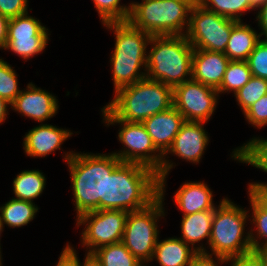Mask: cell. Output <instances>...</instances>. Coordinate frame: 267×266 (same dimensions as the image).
<instances>
[{
	"instance_id": "cell-16",
	"label": "cell",
	"mask_w": 267,
	"mask_h": 266,
	"mask_svg": "<svg viewBox=\"0 0 267 266\" xmlns=\"http://www.w3.org/2000/svg\"><path fill=\"white\" fill-rule=\"evenodd\" d=\"M72 134L69 129L41 123L26 132L22 145L24 153L30 157L44 158L52 152L59 150L61 145Z\"/></svg>"
},
{
	"instance_id": "cell-11",
	"label": "cell",
	"mask_w": 267,
	"mask_h": 266,
	"mask_svg": "<svg viewBox=\"0 0 267 266\" xmlns=\"http://www.w3.org/2000/svg\"><path fill=\"white\" fill-rule=\"evenodd\" d=\"M128 212L124 210H94L76 217V226L84 225L81 246L92 253L99 247L121 242Z\"/></svg>"
},
{
	"instance_id": "cell-9",
	"label": "cell",
	"mask_w": 267,
	"mask_h": 266,
	"mask_svg": "<svg viewBox=\"0 0 267 266\" xmlns=\"http://www.w3.org/2000/svg\"><path fill=\"white\" fill-rule=\"evenodd\" d=\"M103 123L120 125L118 140L123 149L112 152L122 162L139 163L153 169L156 173L161 169L163 155L154 146L151 136L142 122H127L115 118L105 107L101 108Z\"/></svg>"
},
{
	"instance_id": "cell-36",
	"label": "cell",
	"mask_w": 267,
	"mask_h": 266,
	"mask_svg": "<svg viewBox=\"0 0 267 266\" xmlns=\"http://www.w3.org/2000/svg\"><path fill=\"white\" fill-rule=\"evenodd\" d=\"M228 263L231 266H267L262 255L256 251L230 258Z\"/></svg>"
},
{
	"instance_id": "cell-2",
	"label": "cell",
	"mask_w": 267,
	"mask_h": 266,
	"mask_svg": "<svg viewBox=\"0 0 267 266\" xmlns=\"http://www.w3.org/2000/svg\"><path fill=\"white\" fill-rule=\"evenodd\" d=\"M159 197L157 173L142 164L122 162L106 172L105 210L139 211Z\"/></svg>"
},
{
	"instance_id": "cell-34",
	"label": "cell",
	"mask_w": 267,
	"mask_h": 266,
	"mask_svg": "<svg viewBox=\"0 0 267 266\" xmlns=\"http://www.w3.org/2000/svg\"><path fill=\"white\" fill-rule=\"evenodd\" d=\"M246 121L258 129L267 125V94L247 108L244 112Z\"/></svg>"
},
{
	"instance_id": "cell-12",
	"label": "cell",
	"mask_w": 267,
	"mask_h": 266,
	"mask_svg": "<svg viewBox=\"0 0 267 266\" xmlns=\"http://www.w3.org/2000/svg\"><path fill=\"white\" fill-rule=\"evenodd\" d=\"M204 124L205 122L186 121L175 136L168 151L163 155L161 169L157 172L160 198H165L167 175L170 169L176 166L171 160L169 162L167 159L169 157L167 156L168 154L176 155L193 164H198L200 162L209 144V137L204 129Z\"/></svg>"
},
{
	"instance_id": "cell-32",
	"label": "cell",
	"mask_w": 267,
	"mask_h": 266,
	"mask_svg": "<svg viewBox=\"0 0 267 266\" xmlns=\"http://www.w3.org/2000/svg\"><path fill=\"white\" fill-rule=\"evenodd\" d=\"M17 77L14 68L0 58V98L7 100L10 104L22 91L18 87Z\"/></svg>"
},
{
	"instance_id": "cell-21",
	"label": "cell",
	"mask_w": 267,
	"mask_h": 266,
	"mask_svg": "<svg viewBox=\"0 0 267 266\" xmlns=\"http://www.w3.org/2000/svg\"><path fill=\"white\" fill-rule=\"evenodd\" d=\"M249 24L233 20V28L226 45L225 55L230 61H246L261 39Z\"/></svg>"
},
{
	"instance_id": "cell-26",
	"label": "cell",
	"mask_w": 267,
	"mask_h": 266,
	"mask_svg": "<svg viewBox=\"0 0 267 266\" xmlns=\"http://www.w3.org/2000/svg\"><path fill=\"white\" fill-rule=\"evenodd\" d=\"M92 253L102 266H139L141 263L122 242L99 247Z\"/></svg>"
},
{
	"instance_id": "cell-15",
	"label": "cell",
	"mask_w": 267,
	"mask_h": 266,
	"mask_svg": "<svg viewBox=\"0 0 267 266\" xmlns=\"http://www.w3.org/2000/svg\"><path fill=\"white\" fill-rule=\"evenodd\" d=\"M58 102L55 95L30 82L11 103L10 108L22 116L43 123L58 113Z\"/></svg>"
},
{
	"instance_id": "cell-39",
	"label": "cell",
	"mask_w": 267,
	"mask_h": 266,
	"mask_svg": "<svg viewBox=\"0 0 267 266\" xmlns=\"http://www.w3.org/2000/svg\"><path fill=\"white\" fill-rule=\"evenodd\" d=\"M63 249L78 263V266H102L100 261L93 253L86 252L84 262L81 263L80 259H78V253H76L77 251L74 249L73 245L71 246L68 243Z\"/></svg>"
},
{
	"instance_id": "cell-27",
	"label": "cell",
	"mask_w": 267,
	"mask_h": 266,
	"mask_svg": "<svg viewBox=\"0 0 267 266\" xmlns=\"http://www.w3.org/2000/svg\"><path fill=\"white\" fill-rule=\"evenodd\" d=\"M252 78V73L249 69L247 61H230L222 83L217 89L219 94L230 93L235 94L238 90L244 87Z\"/></svg>"
},
{
	"instance_id": "cell-24",
	"label": "cell",
	"mask_w": 267,
	"mask_h": 266,
	"mask_svg": "<svg viewBox=\"0 0 267 266\" xmlns=\"http://www.w3.org/2000/svg\"><path fill=\"white\" fill-rule=\"evenodd\" d=\"M14 198L34 202L46 186L44 174L36 169L23 170L13 179Z\"/></svg>"
},
{
	"instance_id": "cell-30",
	"label": "cell",
	"mask_w": 267,
	"mask_h": 266,
	"mask_svg": "<svg viewBox=\"0 0 267 266\" xmlns=\"http://www.w3.org/2000/svg\"><path fill=\"white\" fill-rule=\"evenodd\" d=\"M267 94V80L252 76L248 83L238 90L234 96L242 113Z\"/></svg>"
},
{
	"instance_id": "cell-44",
	"label": "cell",
	"mask_w": 267,
	"mask_h": 266,
	"mask_svg": "<svg viewBox=\"0 0 267 266\" xmlns=\"http://www.w3.org/2000/svg\"><path fill=\"white\" fill-rule=\"evenodd\" d=\"M265 1L266 0H250L251 7L254 9V11H257Z\"/></svg>"
},
{
	"instance_id": "cell-31",
	"label": "cell",
	"mask_w": 267,
	"mask_h": 266,
	"mask_svg": "<svg viewBox=\"0 0 267 266\" xmlns=\"http://www.w3.org/2000/svg\"><path fill=\"white\" fill-rule=\"evenodd\" d=\"M101 23L127 21L130 6L120 4L121 0H92ZM127 5V6H126Z\"/></svg>"
},
{
	"instance_id": "cell-8",
	"label": "cell",
	"mask_w": 267,
	"mask_h": 266,
	"mask_svg": "<svg viewBox=\"0 0 267 266\" xmlns=\"http://www.w3.org/2000/svg\"><path fill=\"white\" fill-rule=\"evenodd\" d=\"M164 198L158 197L147 208L128 212L122 243L141 263L152 262L159 238V218H164Z\"/></svg>"
},
{
	"instance_id": "cell-35",
	"label": "cell",
	"mask_w": 267,
	"mask_h": 266,
	"mask_svg": "<svg viewBox=\"0 0 267 266\" xmlns=\"http://www.w3.org/2000/svg\"><path fill=\"white\" fill-rule=\"evenodd\" d=\"M28 0H0V14L8 19L28 13Z\"/></svg>"
},
{
	"instance_id": "cell-19",
	"label": "cell",
	"mask_w": 267,
	"mask_h": 266,
	"mask_svg": "<svg viewBox=\"0 0 267 266\" xmlns=\"http://www.w3.org/2000/svg\"><path fill=\"white\" fill-rule=\"evenodd\" d=\"M213 191L204 181L185 182L174 194V203L183 216L205 210H215Z\"/></svg>"
},
{
	"instance_id": "cell-47",
	"label": "cell",
	"mask_w": 267,
	"mask_h": 266,
	"mask_svg": "<svg viewBox=\"0 0 267 266\" xmlns=\"http://www.w3.org/2000/svg\"><path fill=\"white\" fill-rule=\"evenodd\" d=\"M193 4H199L202 0H190Z\"/></svg>"
},
{
	"instance_id": "cell-28",
	"label": "cell",
	"mask_w": 267,
	"mask_h": 266,
	"mask_svg": "<svg viewBox=\"0 0 267 266\" xmlns=\"http://www.w3.org/2000/svg\"><path fill=\"white\" fill-rule=\"evenodd\" d=\"M248 196L252 210V219L250 218L249 220L250 223L252 225L254 224L253 226L256 227V229H252L251 226V229L249 230L251 245L252 250L258 252L267 247V209L261 206L249 193Z\"/></svg>"
},
{
	"instance_id": "cell-3",
	"label": "cell",
	"mask_w": 267,
	"mask_h": 266,
	"mask_svg": "<svg viewBox=\"0 0 267 266\" xmlns=\"http://www.w3.org/2000/svg\"><path fill=\"white\" fill-rule=\"evenodd\" d=\"M103 25L115 35V47L110 57L115 92L146 77V50L152 36L128 21L107 22Z\"/></svg>"
},
{
	"instance_id": "cell-41",
	"label": "cell",
	"mask_w": 267,
	"mask_h": 266,
	"mask_svg": "<svg viewBox=\"0 0 267 266\" xmlns=\"http://www.w3.org/2000/svg\"><path fill=\"white\" fill-rule=\"evenodd\" d=\"M9 19L0 14V49H4L7 42Z\"/></svg>"
},
{
	"instance_id": "cell-43",
	"label": "cell",
	"mask_w": 267,
	"mask_h": 266,
	"mask_svg": "<svg viewBox=\"0 0 267 266\" xmlns=\"http://www.w3.org/2000/svg\"><path fill=\"white\" fill-rule=\"evenodd\" d=\"M8 105L11 106L7 100L0 98V124L4 123L6 118H8Z\"/></svg>"
},
{
	"instance_id": "cell-29",
	"label": "cell",
	"mask_w": 267,
	"mask_h": 266,
	"mask_svg": "<svg viewBox=\"0 0 267 266\" xmlns=\"http://www.w3.org/2000/svg\"><path fill=\"white\" fill-rule=\"evenodd\" d=\"M199 4L209 11L236 21H243L241 16L254 10L250 0H202Z\"/></svg>"
},
{
	"instance_id": "cell-5",
	"label": "cell",
	"mask_w": 267,
	"mask_h": 266,
	"mask_svg": "<svg viewBox=\"0 0 267 266\" xmlns=\"http://www.w3.org/2000/svg\"><path fill=\"white\" fill-rule=\"evenodd\" d=\"M146 77L174 88L192 79L193 46L186 35L152 36Z\"/></svg>"
},
{
	"instance_id": "cell-17",
	"label": "cell",
	"mask_w": 267,
	"mask_h": 266,
	"mask_svg": "<svg viewBox=\"0 0 267 266\" xmlns=\"http://www.w3.org/2000/svg\"><path fill=\"white\" fill-rule=\"evenodd\" d=\"M185 122L183 115L172 106L167 111L148 117L142 123L156 149L164 155Z\"/></svg>"
},
{
	"instance_id": "cell-33",
	"label": "cell",
	"mask_w": 267,
	"mask_h": 266,
	"mask_svg": "<svg viewBox=\"0 0 267 266\" xmlns=\"http://www.w3.org/2000/svg\"><path fill=\"white\" fill-rule=\"evenodd\" d=\"M246 61L252 76L267 80V38L258 41Z\"/></svg>"
},
{
	"instance_id": "cell-38",
	"label": "cell",
	"mask_w": 267,
	"mask_h": 266,
	"mask_svg": "<svg viewBox=\"0 0 267 266\" xmlns=\"http://www.w3.org/2000/svg\"><path fill=\"white\" fill-rule=\"evenodd\" d=\"M248 193L263 207L267 209V183L251 182L248 184Z\"/></svg>"
},
{
	"instance_id": "cell-20",
	"label": "cell",
	"mask_w": 267,
	"mask_h": 266,
	"mask_svg": "<svg viewBox=\"0 0 267 266\" xmlns=\"http://www.w3.org/2000/svg\"><path fill=\"white\" fill-rule=\"evenodd\" d=\"M213 215L214 210H205L183 216L180 225L181 236L179 238L197 252L207 251L200 241L207 239L209 244ZM196 243H200L199 246Z\"/></svg>"
},
{
	"instance_id": "cell-4",
	"label": "cell",
	"mask_w": 267,
	"mask_h": 266,
	"mask_svg": "<svg viewBox=\"0 0 267 266\" xmlns=\"http://www.w3.org/2000/svg\"><path fill=\"white\" fill-rule=\"evenodd\" d=\"M114 93L104 107L118 120L127 122H143L173 106V88L147 77Z\"/></svg>"
},
{
	"instance_id": "cell-1",
	"label": "cell",
	"mask_w": 267,
	"mask_h": 266,
	"mask_svg": "<svg viewBox=\"0 0 267 266\" xmlns=\"http://www.w3.org/2000/svg\"><path fill=\"white\" fill-rule=\"evenodd\" d=\"M73 191L76 217L81 214L105 210L106 172H113L122 161L113 153H64Z\"/></svg>"
},
{
	"instance_id": "cell-7",
	"label": "cell",
	"mask_w": 267,
	"mask_h": 266,
	"mask_svg": "<svg viewBox=\"0 0 267 266\" xmlns=\"http://www.w3.org/2000/svg\"><path fill=\"white\" fill-rule=\"evenodd\" d=\"M248 212L227 197L221 199L212 219L211 236L207 246L211 253H204L230 259L252 252L250 233L244 231L246 221H249L251 215Z\"/></svg>"
},
{
	"instance_id": "cell-49",
	"label": "cell",
	"mask_w": 267,
	"mask_h": 266,
	"mask_svg": "<svg viewBox=\"0 0 267 266\" xmlns=\"http://www.w3.org/2000/svg\"><path fill=\"white\" fill-rule=\"evenodd\" d=\"M147 262H144V263H140L139 266H147Z\"/></svg>"
},
{
	"instance_id": "cell-14",
	"label": "cell",
	"mask_w": 267,
	"mask_h": 266,
	"mask_svg": "<svg viewBox=\"0 0 267 266\" xmlns=\"http://www.w3.org/2000/svg\"><path fill=\"white\" fill-rule=\"evenodd\" d=\"M49 30L39 19L24 14L9 19L6 46L3 50H11L27 61L41 54L48 44Z\"/></svg>"
},
{
	"instance_id": "cell-18",
	"label": "cell",
	"mask_w": 267,
	"mask_h": 266,
	"mask_svg": "<svg viewBox=\"0 0 267 266\" xmlns=\"http://www.w3.org/2000/svg\"><path fill=\"white\" fill-rule=\"evenodd\" d=\"M230 59L222 52L194 49L192 79L218 89L222 83Z\"/></svg>"
},
{
	"instance_id": "cell-37",
	"label": "cell",
	"mask_w": 267,
	"mask_h": 266,
	"mask_svg": "<svg viewBox=\"0 0 267 266\" xmlns=\"http://www.w3.org/2000/svg\"><path fill=\"white\" fill-rule=\"evenodd\" d=\"M225 263L228 264L227 258L218 257V256L213 257V255H209L204 252H198L193 257L189 266H219L220 264L222 265Z\"/></svg>"
},
{
	"instance_id": "cell-23",
	"label": "cell",
	"mask_w": 267,
	"mask_h": 266,
	"mask_svg": "<svg viewBox=\"0 0 267 266\" xmlns=\"http://www.w3.org/2000/svg\"><path fill=\"white\" fill-rule=\"evenodd\" d=\"M39 208L35 202L11 198L0 206V220L10 228H19L29 224L37 214Z\"/></svg>"
},
{
	"instance_id": "cell-6",
	"label": "cell",
	"mask_w": 267,
	"mask_h": 266,
	"mask_svg": "<svg viewBox=\"0 0 267 266\" xmlns=\"http://www.w3.org/2000/svg\"><path fill=\"white\" fill-rule=\"evenodd\" d=\"M130 4V5H129ZM128 22L151 36L186 35L189 27L190 0H142L128 3Z\"/></svg>"
},
{
	"instance_id": "cell-10",
	"label": "cell",
	"mask_w": 267,
	"mask_h": 266,
	"mask_svg": "<svg viewBox=\"0 0 267 266\" xmlns=\"http://www.w3.org/2000/svg\"><path fill=\"white\" fill-rule=\"evenodd\" d=\"M232 28L233 19L193 4L186 37L194 49L225 53Z\"/></svg>"
},
{
	"instance_id": "cell-25",
	"label": "cell",
	"mask_w": 267,
	"mask_h": 266,
	"mask_svg": "<svg viewBox=\"0 0 267 266\" xmlns=\"http://www.w3.org/2000/svg\"><path fill=\"white\" fill-rule=\"evenodd\" d=\"M231 157L240 163L267 173V139L254 137L232 151Z\"/></svg>"
},
{
	"instance_id": "cell-13",
	"label": "cell",
	"mask_w": 267,
	"mask_h": 266,
	"mask_svg": "<svg viewBox=\"0 0 267 266\" xmlns=\"http://www.w3.org/2000/svg\"><path fill=\"white\" fill-rule=\"evenodd\" d=\"M219 97L216 89L193 79L173 88V106L186 121L207 123L215 112Z\"/></svg>"
},
{
	"instance_id": "cell-46",
	"label": "cell",
	"mask_w": 267,
	"mask_h": 266,
	"mask_svg": "<svg viewBox=\"0 0 267 266\" xmlns=\"http://www.w3.org/2000/svg\"><path fill=\"white\" fill-rule=\"evenodd\" d=\"M3 229H4V227H3V224H2V222L0 220V238H1V233L3 232ZM0 241H1V239H0Z\"/></svg>"
},
{
	"instance_id": "cell-22",
	"label": "cell",
	"mask_w": 267,
	"mask_h": 266,
	"mask_svg": "<svg viewBox=\"0 0 267 266\" xmlns=\"http://www.w3.org/2000/svg\"><path fill=\"white\" fill-rule=\"evenodd\" d=\"M197 253L180 238H158L152 261L155 258L160 266H189Z\"/></svg>"
},
{
	"instance_id": "cell-42",
	"label": "cell",
	"mask_w": 267,
	"mask_h": 266,
	"mask_svg": "<svg viewBox=\"0 0 267 266\" xmlns=\"http://www.w3.org/2000/svg\"><path fill=\"white\" fill-rule=\"evenodd\" d=\"M56 266H78V263L63 249Z\"/></svg>"
},
{
	"instance_id": "cell-40",
	"label": "cell",
	"mask_w": 267,
	"mask_h": 266,
	"mask_svg": "<svg viewBox=\"0 0 267 266\" xmlns=\"http://www.w3.org/2000/svg\"><path fill=\"white\" fill-rule=\"evenodd\" d=\"M255 21H257L259 29H261L260 36L267 38V0L258 9Z\"/></svg>"
},
{
	"instance_id": "cell-48",
	"label": "cell",
	"mask_w": 267,
	"mask_h": 266,
	"mask_svg": "<svg viewBox=\"0 0 267 266\" xmlns=\"http://www.w3.org/2000/svg\"><path fill=\"white\" fill-rule=\"evenodd\" d=\"M2 252H1V245H0V266H2L3 265V263H2V254H1Z\"/></svg>"
},
{
	"instance_id": "cell-45",
	"label": "cell",
	"mask_w": 267,
	"mask_h": 266,
	"mask_svg": "<svg viewBox=\"0 0 267 266\" xmlns=\"http://www.w3.org/2000/svg\"><path fill=\"white\" fill-rule=\"evenodd\" d=\"M258 252L262 255L267 265V247L263 248L262 250H259Z\"/></svg>"
}]
</instances>
